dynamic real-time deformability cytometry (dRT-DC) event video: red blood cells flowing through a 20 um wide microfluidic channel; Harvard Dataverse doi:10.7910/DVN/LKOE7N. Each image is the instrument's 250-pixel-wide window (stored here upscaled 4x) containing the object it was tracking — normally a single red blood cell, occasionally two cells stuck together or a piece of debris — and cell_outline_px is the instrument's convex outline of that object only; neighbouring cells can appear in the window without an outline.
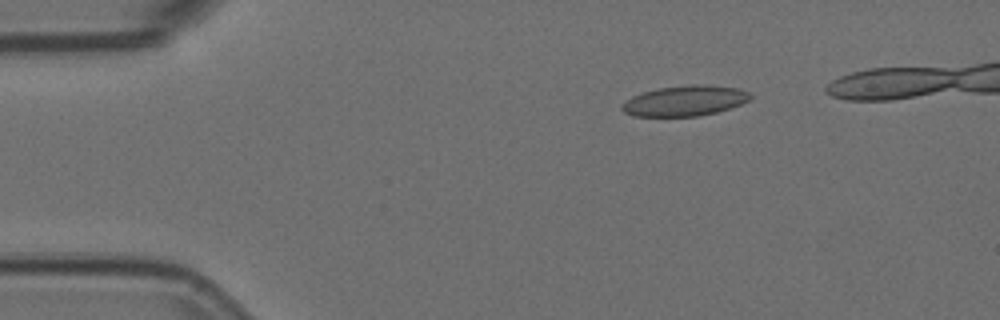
{"species": "Egyptian fruit bat (a non-hibernating species)", "species_latin": "Rousettus aegyptiacus", "temperature_condition": "room temperature", "stored_images_in_passage": 6, "camera_frame_rate_fps": 3000, "um_per_image_px": 0.085, "animal": {"sex": "female"}, "frame": {"image": 1, "passage_image": 3, "time_ms": 0.667, "image_size_px": [1000, 320], "cell_outline_px": [[752, 96], [748, 100], [740, 104], [716, 112], [700, 116], [632, 116], [624, 112], [620, 108], [620, 104], [632, 96], [656, 88], [692, 84], [704, 84], [736, 88], [748, 92]], "centroid_in_image_um": [58.16, 8.56], "position_along_channel_um": 26.8, "area_um2": 22.72}}